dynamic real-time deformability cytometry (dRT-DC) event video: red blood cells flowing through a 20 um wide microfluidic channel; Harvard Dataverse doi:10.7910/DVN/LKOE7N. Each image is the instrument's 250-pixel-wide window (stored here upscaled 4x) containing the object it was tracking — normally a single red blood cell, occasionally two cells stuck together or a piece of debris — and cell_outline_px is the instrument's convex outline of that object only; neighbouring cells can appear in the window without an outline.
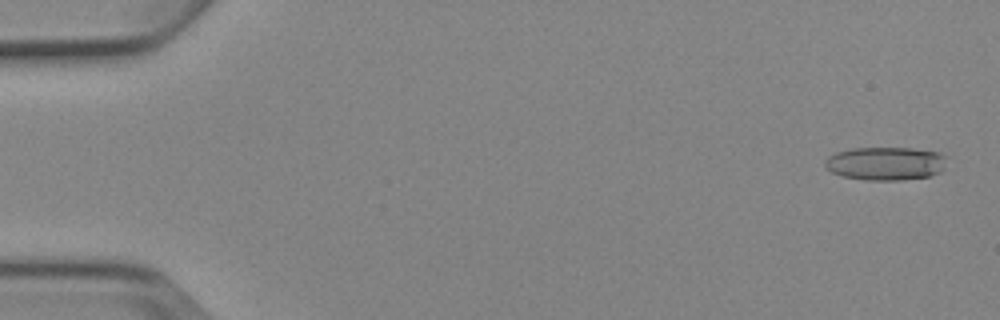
{"species": "Egyptian fruit bat (a non-hibernating species)", "species_latin": "Rousettus aegyptiacus", "temperature_condition": "cold", "stored_images_in_passage": 4, "camera_frame_rate_fps": 3000, "um_per_image_px": 0.085, "animal": {"sex": "female"}, "frame": {"image": 1, "passage_image": 1, "time_ms": 0.0, "image_size_px": [1000, 320], "cell_outline_px": [[944, 168], [940, 172], [928, 176], [900, 180], [864, 180], [844, 176], [832, 172], [824, 164], [824, 160], [828, 156], [836, 152], [852, 148], [912, 148], [936, 152], [944, 156]], "centroid_in_image_um": [75.23, 13.89], "position_along_channel_um": 9.8, "area_um2": 23.47}}
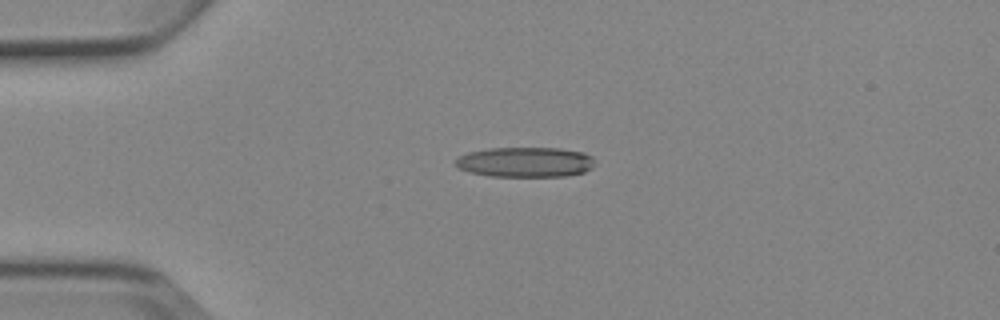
{"frame": {"image": 2, "passage_image": 4, "time_ms": 3.667, "image_size_px": [1000, 320], "cell_outline_px": [[592, 168], [584, 172], [568, 176], [488, 176], [468, 172], [460, 168], [456, 164], [456, 160], [460, 156], [468, 152], [488, 148], [560, 148], [584, 152], [592, 156]], "centroid_in_image_um": [44.66, 13.78], "position_along_channel_um": 40.3, "area_um2": 24.39}}